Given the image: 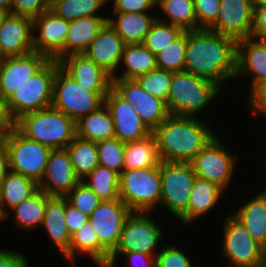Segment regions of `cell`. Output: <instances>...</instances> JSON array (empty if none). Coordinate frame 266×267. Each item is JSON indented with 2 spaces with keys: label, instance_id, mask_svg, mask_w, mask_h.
I'll use <instances>...</instances> for the list:
<instances>
[{
  "label": "cell",
  "instance_id": "obj_43",
  "mask_svg": "<svg viewBox=\"0 0 266 267\" xmlns=\"http://www.w3.org/2000/svg\"><path fill=\"white\" fill-rule=\"evenodd\" d=\"M66 197L71 205L88 216L91 215L101 202L99 197L82 181Z\"/></svg>",
  "mask_w": 266,
  "mask_h": 267
},
{
  "label": "cell",
  "instance_id": "obj_51",
  "mask_svg": "<svg viewBox=\"0 0 266 267\" xmlns=\"http://www.w3.org/2000/svg\"><path fill=\"white\" fill-rule=\"evenodd\" d=\"M0 267H29V262L20 252L0 249Z\"/></svg>",
  "mask_w": 266,
  "mask_h": 267
},
{
  "label": "cell",
  "instance_id": "obj_1",
  "mask_svg": "<svg viewBox=\"0 0 266 267\" xmlns=\"http://www.w3.org/2000/svg\"><path fill=\"white\" fill-rule=\"evenodd\" d=\"M184 70L223 88L236 77L237 41L209 29L187 31Z\"/></svg>",
  "mask_w": 266,
  "mask_h": 267
},
{
  "label": "cell",
  "instance_id": "obj_18",
  "mask_svg": "<svg viewBox=\"0 0 266 267\" xmlns=\"http://www.w3.org/2000/svg\"><path fill=\"white\" fill-rule=\"evenodd\" d=\"M80 181L67 149H56L50 153L38 187L49 196H66Z\"/></svg>",
  "mask_w": 266,
  "mask_h": 267
},
{
  "label": "cell",
  "instance_id": "obj_2",
  "mask_svg": "<svg viewBox=\"0 0 266 267\" xmlns=\"http://www.w3.org/2000/svg\"><path fill=\"white\" fill-rule=\"evenodd\" d=\"M209 126L196 117L170 114L152 132L161 161L190 163L216 136Z\"/></svg>",
  "mask_w": 266,
  "mask_h": 267
},
{
  "label": "cell",
  "instance_id": "obj_46",
  "mask_svg": "<svg viewBox=\"0 0 266 267\" xmlns=\"http://www.w3.org/2000/svg\"><path fill=\"white\" fill-rule=\"evenodd\" d=\"M51 0H13L11 13L35 19L50 10Z\"/></svg>",
  "mask_w": 266,
  "mask_h": 267
},
{
  "label": "cell",
  "instance_id": "obj_56",
  "mask_svg": "<svg viewBox=\"0 0 266 267\" xmlns=\"http://www.w3.org/2000/svg\"><path fill=\"white\" fill-rule=\"evenodd\" d=\"M9 13L10 12H8V11H4V10L0 9V26L3 24L4 20L6 19L7 15Z\"/></svg>",
  "mask_w": 266,
  "mask_h": 267
},
{
  "label": "cell",
  "instance_id": "obj_59",
  "mask_svg": "<svg viewBox=\"0 0 266 267\" xmlns=\"http://www.w3.org/2000/svg\"><path fill=\"white\" fill-rule=\"evenodd\" d=\"M259 267H266V255H265L263 261L261 262V264L259 265Z\"/></svg>",
  "mask_w": 266,
  "mask_h": 267
},
{
  "label": "cell",
  "instance_id": "obj_45",
  "mask_svg": "<svg viewBox=\"0 0 266 267\" xmlns=\"http://www.w3.org/2000/svg\"><path fill=\"white\" fill-rule=\"evenodd\" d=\"M197 30L208 29L218 17L220 0H193Z\"/></svg>",
  "mask_w": 266,
  "mask_h": 267
},
{
  "label": "cell",
  "instance_id": "obj_29",
  "mask_svg": "<svg viewBox=\"0 0 266 267\" xmlns=\"http://www.w3.org/2000/svg\"><path fill=\"white\" fill-rule=\"evenodd\" d=\"M232 215L241 222L266 253V193L261 191L241 207L239 206Z\"/></svg>",
  "mask_w": 266,
  "mask_h": 267
},
{
  "label": "cell",
  "instance_id": "obj_9",
  "mask_svg": "<svg viewBox=\"0 0 266 267\" xmlns=\"http://www.w3.org/2000/svg\"><path fill=\"white\" fill-rule=\"evenodd\" d=\"M106 95L83 87L59 67L55 73L51 106L77 122L103 106Z\"/></svg>",
  "mask_w": 266,
  "mask_h": 267
},
{
  "label": "cell",
  "instance_id": "obj_14",
  "mask_svg": "<svg viewBox=\"0 0 266 267\" xmlns=\"http://www.w3.org/2000/svg\"><path fill=\"white\" fill-rule=\"evenodd\" d=\"M132 212L118 198L110 201H101L89 216V221L94 227L99 243L109 253L116 248L124 224Z\"/></svg>",
  "mask_w": 266,
  "mask_h": 267
},
{
  "label": "cell",
  "instance_id": "obj_27",
  "mask_svg": "<svg viewBox=\"0 0 266 267\" xmlns=\"http://www.w3.org/2000/svg\"><path fill=\"white\" fill-rule=\"evenodd\" d=\"M87 255L97 265L109 261L110 253L99 243L94 227L88 220L79 230L71 235L68 251L62 256L76 265V255Z\"/></svg>",
  "mask_w": 266,
  "mask_h": 267
},
{
  "label": "cell",
  "instance_id": "obj_15",
  "mask_svg": "<svg viewBox=\"0 0 266 267\" xmlns=\"http://www.w3.org/2000/svg\"><path fill=\"white\" fill-rule=\"evenodd\" d=\"M255 0H220L217 20L208 28L237 42L251 37Z\"/></svg>",
  "mask_w": 266,
  "mask_h": 267
},
{
  "label": "cell",
  "instance_id": "obj_23",
  "mask_svg": "<svg viewBox=\"0 0 266 267\" xmlns=\"http://www.w3.org/2000/svg\"><path fill=\"white\" fill-rule=\"evenodd\" d=\"M250 76L251 91L258 83L266 79V43L252 37L237 42L238 76Z\"/></svg>",
  "mask_w": 266,
  "mask_h": 267
},
{
  "label": "cell",
  "instance_id": "obj_26",
  "mask_svg": "<svg viewBox=\"0 0 266 267\" xmlns=\"http://www.w3.org/2000/svg\"><path fill=\"white\" fill-rule=\"evenodd\" d=\"M102 16H88L69 22L64 45V57L72 54H83L107 23Z\"/></svg>",
  "mask_w": 266,
  "mask_h": 267
},
{
  "label": "cell",
  "instance_id": "obj_8",
  "mask_svg": "<svg viewBox=\"0 0 266 267\" xmlns=\"http://www.w3.org/2000/svg\"><path fill=\"white\" fill-rule=\"evenodd\" d=\"M0 138L7 146L9 171L39 183L52 149L26 138L14 126Z\"/></svg>",
  "mask_w": 266,
  "mask_h": 267
},
{
  "label": "cell",
  "instance_id": "obj_22",
  "mask_svg": "<svg viewBox=\"0 0 266 267\" xmlns=\"http://www.w3.org/2000/svg\"><path fill=\"white\" fill-rule=\"evenodd\" d=\"M0 45L6 57L33 52V19L9 13L0 26Z\"/></svg>",
  "mask_w": 266,
  "mask_h": 267
},
{
  "label": "cell",
  "instance_id": "obj_4",
  "mask_svg": "<svg viewBox=\"0 0 266 267\" xmlns=\"http://www.w3.org/2000/svg\"><path fill=\"white\" fill-rule=\"evenodd\" d=\"M221 87L188 71L172 73L167 108L170 114L196 117L220 95Z\"/></svg>",
  "mask_w": 266,
  "mask_h": 267
},
{
  "label": "cell",
  "instance_id": "obj_3",
  "mask_svg": "<svg viewBox=\"0 0 266 267\" xmlns=\"http://www.w3.org/2000/svg\"><path fill=\"white\" fill-rule=\"evenodd\" d=\"M14 127L26 138L52 150L66 149L76 137V122L52 106L22 115Z\"/></svg>",
  "mask_w": 266,
  "mask_h": 267
},
{
  "label": "cell",
  "instance_id": "obj_36",
  "mask_svg": "<svg viewBox=\"0 0 266 267\" xmlns=\"http://www.w3.org/2000/svg\"><path fill=\"white\" fill-rule=\"evenodd\" d=\"M66 149L70 154L74 172L80 180L99 165L97 145L94 141L76 136Z\"/></svg>",
  "mask_w": 266,
  "mask_h": 267
},
{
  "label": "cell",
  "instance_id": "obj_17",
  "mask_svg": "<svg viewBox=\"0 0 266 267\" xmlns=\"http://www.w3.org/2000/svg\"><path fill=\"white\" fill-rule=\"evenodd\" d=\"M104 104L114 120L115 138L120 142H133L152 133L142 122L134 107L113 87L105 96Z\"/></svg>",
  "mask_w": 266,
  "mask_h": 267
},
{
  "label": "cell",
  "instance_id": "obj_58",
  "mask_svg": "<svg viewBox=\"0 0 266 267\" xmlns=\"http://www.w3.org/2000/svg\"><path fill=\"white\" fill-rule=\"evenodd\" d=\"M6 56L2 51L1 45H0V65L6 60Z\"/></svg>",
  "mask_w": 266,
  "mask_h": 267
},
{
  "label": "cell",
  "instance_id": "obj_50",
  "mask_svg": "<svg viewBox=\"0 0 266 267\" xmlns=\"http://www.w3.org/2000/svg\"><path fill=\"white\" fill-rule=\"evenodd\" d=\"M65 225L70 235L79 230L88 220L89 216L75 208L66 197Z\"/></svg>",
  "mask_w": 266,
  "mask_h": 267
},
{
  "label": "cell",
  "instance_id": "obj_34",
  "mask_svg": "<svg viewBox=\"0 0 266 267\" xmlns=\"http://www.w3.org/2000/svg\"><path fill=\"white\" fill-rule=\"evenodd\" d=\"M46 201L47 194L39 189L30 198L11 209L15 217L16 228L26 231L40 228L45 215Z\"/></svg>",
  "mask_w": 266,
  "mask_h": 267
},
{
  "label": "cell",
  "instance_id": "obj_7",
  "mask_svg": "<svg viewBox=\"0 0 266 267\" xmlns=\"http://www.w3.org/2000/svg\"><path fill=\"white\" fill-rule=\"evenodd\" d=\"M150 214L132 212L124 224L116 248L110 253L109 263L116 266L118 256L128 252L157 255L156 248L162 241L163 230Z\"/></svg>",
  "mask_w": 266,
  "mask_h": 267
},
{
  "label": "cell",
  "instance_id": "obj_49",
  "mask_svg": "<svg viewBox=\"0 0 266 267\" xmlns=\"http://www.w3.org/2000/svg\"><path fill=\"white\" fill-rule=\"evenodd\" d=\"M251 37L259 40L266 38V2H254Z\"/></svg>",
  "mask_w": 266,
  "mask_h": 267
},
{
  "label": "cell",
  "instance_id": "obj_30",
  "mask_svg": "<svg viewBox=\"0 0 266 267\" xmlns=\"http://www.w3.org/2000/svg\"><path fill=\"white\" fill-rule=\"evenodd\" d=\"M38 190V183L35 180L9 171L0 187V211L4 219L10 217L11 209L30 198Z\"/></svg>",
  "mask_w": 266,
  "mask_h": 267
},
{
  "label": "cell",
  "instance_id": "obj_61",
  "mask_svg": "<svg viewBox=\"0 0 266 267\" xmlns=\"http://www.w3.org/2000/svg\"><path fill=\"white\" fill-rule=\"evenodd\" d=\"M254 2H266V0H255Z\"/></svg>",
  "mask_w": 266,
  "mask_h": 267
},
{
  "label": "cell",
  "instance_id": "obj_41",
  "mask_svg": "<svg viewBox=\"0 0 266 267\" xmlns=\"http://www.w3.org/2000/svg\"><path fill=\"white\" fill-rule=\"evenodd\" d=\"M99 165L105 166L118 174L124 170L125 143L117 138L107 139L96 143Z\"/></svg>",
  "mask_w": 266,
  "mask_h": 267
},
{
  "label": "cell",
  "instance_id": "obj_25",
  "mask_svg": "<svg viewBox=\"0 0 266 267\" xmlns=\"http://www.w3.org/2000/svg\"><path fill=\"white\" fill-rule=\"evenodd\" d=\"M66 196L47 195L45 215L41 227L47 231L62 256L68 251L71 235L65 225Z\"/></svg>",
  "mask_w": 266,
  "mask_h": 267
},
{
  "label": "cell",
  "instance_id": "obj_35",
  "mask_svg": "<svg viewBox=\"0 0 266 267\" xmlns=\"http://www.w3.org/2000/svg\"><path fill=\"white\" fill-rule=\"evenodd\" d=\"M158 8L166 17L157 15V20L176 25L184 31L197 30L193 0H159Z\"/></svg>",
  "mask_w": 266,
  "mask_h": 267
},
{
  "label": "cell",
  "instance_id": "obj_31",
  "mask_svg": "<svg viewBox=\"0 0 266 267\" xmlns=\"http://www.w3.org/2000/svg\"><path fill=\"white\" fill-rule=\"evenodd\" d=\"M76 136L96 143L115 138L114 120L105 104L76 122Z\"/></svg>",
  "mask_w": 266,
  "mask_h": 267
},
{
  "label": "cell",
  "instance_id": "obj_54",
  "mask_svg": "<svg viewBox=\"0 0 266 267\" xmlns=\"http://www.w3.org/2000/svg\"><path fill=\"white\" fill-rule=\"evenodd\" d=\"M9 172L8 150L5 142L0 138V187Z\"/></svg>",
  "mask_w": 266,
  "mask_h": 267
},
{
  "label": "cell",
  "instance_id": "obj_48",
  "mask_svg": "<svg viewBox=\"0 0 266 267\" xmlns=\"http://www.w3.org/2000/svg\"><path fill=\"white\" fill-rule=\"evenodd\" d=\"M247 99V106L253 111L254 116H266V79L249 92Z\"/></svg>",
  "mask_w": 266,
  "mask_h": 267
},
{
  "label": "cell",
  "instance_id": "obj_33",
  "mask_svg": "<svg viewBox=\"0 0 266 267\" xmlns=\"http://www.w3.org/2000/svg\"><path fill=\"white\" fill-rule=\"evenodd\" d=\"M161 163L153 133L133 142L125 143L124 170L156 167Z\"/></svg>",
  "mask_w": 266,
  "mask_h": 267
},
{
  "label": "cell",
  "instance_id": "obj_60",
  "mask_svg": "<svg viewBox=\"0 0 266 267\" xmlns=\"http://www.w3.org/2000/svg\"><path fill=\"white\" fill-rule=\"evenodd\" d=\"M0 221H5L4 216L2 215L1 211H0Z\"/></svg>",
  "mask_w": 266,
  "mask_h": 267
},
{
  "label": "cell",
  "instance_id": "obj_12",
  "mask_svg": "<svg viewBox=\"0 0 266 267\" xmlns=\"http://www.w3.org/2000/svg\"><path fill=\"white\" fill-rule=\"evenodd\" d=\"M226 148L216 135L190 162L198 178L213 182L224 191L229 188L238 159L233 150L231 153Z\"/></svg>",
  "mask_w": 266,
  "mask_h": 267
},
{
  "label": "cell",
  "instance_id": "obj_20",
  "mask_svg": "<svg viewBox=\"0 0 266 267\" xmlns=\"http://www.w3.org/2000/svg\"><path fill=\"white\" fill-rule=\"evenodd\" d=\"M60 68L83 87L98 94H108L112 77L84 54H72L61 58Z\"/></svg>",
  "mask_w": 266,
  "mask_h": 267
},
{
  "label": "cell",
  "instance_id": "obj_38",
  "mask_svg": "<svg viewBox=\"0 0 266 267\" xmlns=\"http://www.w3.org/2000/svg\"><path fill=\"white\" fill-rule=\"evenodd\" d=\"M108 0H51L50 11L70 22L88 16H101L99 10Z\"/></svg>",
  "mask_w": 266,
  "mask_h": 267
},
{
  "label": "cell",
  "instance_id": "obj_53",
  "mask_svg": "<svg viewBox=\"0 0 266 267\" xmlns=\"http://www.w3.org/2000/svg\"><path fill=\"white\" fill-rule=\"evenodd\" d=\"M13 126L14 122L10 119L6 109V101L0 96V137L4 136Z\"/></svg>",
  "mask_w": 266,
  "mask_h": 267
},
{
  "label": "cell",
  "instance_id": "obj_21",
  "mask_svg": "<svg viewBox=\"0 0 266 267\" xmlns=\"http://www.w3.org/2000/svg\"><path fill=\"white\" fill-rule=\"evenodd\" d=\"M125 45L123 39L107 22L83 54L113 77L121 67Z\"/></svg>",
  "mask_w": 266,
  "mask_h": 267
},
{
  "label": "cell",
  "instance_id": "obj_55",
  "mask_svg": "<svg viewBox=\"0 0 266 267\" xmlns=\"http://www.w3.org/2000/svg\"><path fill=\"white\" fill-rule=\"evenodd\" d=\"M13 0H0V9L11 13V4Z\"/></svg>",
  "mask_w": 266,
  "mask_h": 267
},
{
  "label": "cell",
  "instance_id": "obj_57",
  "mask_svg": "<svg viewBox=\"0 0 266 267\" xmlns=\"http://www.w3.org/2000/svg\"><path fill=\"white\" fill-rule=\"evenodd\" d=\"M97 267H115V265L109 262H105L97 264Z\"/></svg>",
  "mask_w": 266,
  "mask_h": 267
},
{
  "label": "cell",
  "instance_id": "obj_28",
  "mask_svg": "<svg viewBox=\"0 0 266 267\" xmlns=\"http://www.w3.org/2000/svg\"><path fill=\"white\" fill-rule=\"evenodd\" d=\"M116 17H108L107 22L117 32L126 44L143 43L151 25L157 19V14L112 12Z\"/></svg>",
  "mask_w": 266,
  "mask_h": 267
},
{
  "label": "cell",
  "instance_id": "obj_37",
  "mask_svg": "<svg viewBox=\"0 0 266 267\" xmlns=\"http://www.w3.org/2000/svg\"><path fill=\"white\" fill-rule=\"evenodd\" d=\"M101 201L119 198V174L105 166L98 165L82 180Z\"/></svg>",
  "mask_w": 266,
  "mask_h": 267
},
{
  "label": "cell",
  "instance_id": "obj_52",
  "mask_svg": "<svg viewBox=\"0 0 266 267\" xmlns=\"http://www.w3.org/2000/svg\"><path fill=\"white\" fill-rule=\"evenodd\" d=\"M131 267H156V255H149L140 252L123 253Z\"/></svg>",
  "mask_w": 266,
  "mask_h": 267
},
{
  "label": "cell",
  "instance_id": "obj_47",
  "mask_svg": "<svg viewBox=\"0 0 266 267\" xmlns=\"http://www.w3.org/2000/svg\"><path fill=\"white\" fill-rule=\"evenodd\" d=\"M113 2L112 12L146 13L158 7L159 0H108Z\"/></svg>",
  "mask_w": 266,
  "mask_h": 267
},
{
  "label": "cell",
  "instance_id": "obj_16",
  "mask_svg": "<svg viewBox=\"0 0 266 267\" xmlns=\"http://www.w3.org/2000/svg\"><path fill=\"white\" fill-rule=\"evenodd\" d=\"M68 28L69 22L50 10L33 19L34 51L59 61L64 57Z\"/></svg>",
  "mask_w": 266,
  "mask_h": 267
},
{
  "label": "cell",
  "instance_id": "obj_10",
  "mask_svg": "<svg viewBox=\"0 0 266 267\" xmlns=\"http://www.w3.org/2000/svg\"><path fill=\"white\" fill-rule=\"evenodd\" d=\"M162 204L170 214L179 219L188 208L190 193L197 175L191 163H160Z\"/></svg>",
  "mask_w": 266,
  "mask_h": 267
},
{
  "label": "cell",
  "instance_id": "obj_40",
  "mask_svg": "<svg viewBox=\"0 0 266 267\" xmlns=\"http://www.w3.org/2000/svg\"><path fill=\"white\" fill-rule=\"evenodd\" d=\"M187 47V31L156 54L157 68L169 72L184 71Z\"/></svg>",
  "mask_w": 266,
  "mask_h": 267
},
{
  "label": "cell",
  "instance_id": "obj_5",
  "mask_svg": "<svg viewBox=\"0 0 266 267\" xmlns=\"http://www.w3.org/2000/svg\"><path fill=\"white\" fill-rule=\"evenodd\" d=\"M59 67L57 60L49 59L6 100V109L13 122L26 113L51 107L55 73Z\"/></svg>",
  "mask_w": 266,
  "mask_h": 267
},
{
  "label": "cell",
  "instance_id": "obj_32",
  "mask_svg": "<svg viewBox=\"0 0 266 267\" xmlns=\"http://www.w3.org/2000/svg\"><path fill=\"white\" fill-rule=\"evenodd\" d=\"M121 63L124 64V71L119 76L115 74L112 79H136L157 69L156 55L142 43L126 44Z\"/></svg>",
  "mask_w": 266,
  "mask_h": 267
},
{
  "label": "cell",
  "instance_id": "obj_6",
  "mask_svg": "<svg viewBox=\"0 0 266 267\" xmlns=\"http://www.w3.org/2000/svg\"><path fill=\"white\" fill-rule=\"evenodd\" d=\"M119 198L133 212H151L160 203V164L152 168L123 170L119 174Z\"/></svg>",
  "mask_w": 266,
  "mask_h": 267
},
{
  "label": "cell",
  "instance_id": "obj_13",
  "mask_svg": "<svg viewBox=\"0 0 266 267\" xmlns=\"http://www.w3.org/2000/svg\"><path fill=\"white\" fill-rule=\"evenodd\" d=\"M112 87L134 107L151 132L170 115L166 103L144 90L135 79H112Z\"/></svg>",
  "mask_w": 266,
  "mask_h": 267
},
{
  "label": "cell",
  "instance_id": "obj_42",
  "mask_svg": "<svg viewBox=\"0 0 266 267\" xmlns=\"http://www.w3.org/2000/svg\"><path fill=\"white\" fill-rule=\"evenodd\" d=\"M171 79L172 72L157 68L138 76L135 80L144 90L152 96L163 100L167 105Z\"/></svg>",
  "mask_w": 266,
  "mask_h": 267
},
{
  "label": "cell",
  "instance_id": "obj_44",
  "mask_svg": "<svg viewBox=\"0 0 266 267\" xmlns=\"http://www.w3.org/2000/svg\"><path fill=\"white\" fill-rule=\"evenodd\" d=\"M164 246L156 255V267H194L191 259L178 246Z\"/></svg>",
  "mask_w": 266,
  "mask_h": 267
},
{
  "label": "cell",
  "instance_id": "obj_39",
  "mask_svg": "<svg viewBox=\"0 0 266 267\" xmlns=\"http://www.w3.org/2000/svg\"><path fill=\"white\" fill-rule=\"evenodd\" d=\"M184 32L182 28L176 25L164 23L156 19L151 25L142 44L156 55L169 46L170 43L174 42Z\"/></svg>",
  "mask_w": 266,
  "mask_h": 267
},
{
  "label": "cell",
  "instance_id": "obj_19",
  "mask_svg": "<svg viewBox=\"0 0 266 267\" xmlns=\"http://www.w3.org/2000/svg\"><path fill=\"white\" fill-rule=\"evenodd\" d=\"M48 60L46 55L35 51L23 56L7 57L0 65V96L6 101Z\"/></svg>",
  "mask_w": 266,
  "mask_h": 267
},
{
  "label": "cell",
  "instance_id": "obj_24",
  "mask_svg": "<svg viewBox=\"0 0 266 267\" xmlns=\"http://www.w3.org/2000/svg\"><path fill=\"white\" fill-rule=\"evenodd\" d=\"M223 193L225 191L217 184L196 177L190 193L187 211L178 220L191 226L194 220L203 217L211 209L214 210V206L218 205Z\"/></svg>",
  "mask_w": 266,
  "mask_h": 267
},
{
  "label": "cell",
  "instance_id": "obj_11",
  "mask_svg": "<svg viewBox=\"0 0 266 267\" xmlns=\"http://www.w3.org/2000/svg\"><path fill=\"white\" fill-rule=\"evenodd\" d=\"M221 254L227 267H259L266 253L241 222L228 213L223 221Z\"/></svg>",
  "mask_w": 266,
  "mask_h": 267
}]
</instances>
